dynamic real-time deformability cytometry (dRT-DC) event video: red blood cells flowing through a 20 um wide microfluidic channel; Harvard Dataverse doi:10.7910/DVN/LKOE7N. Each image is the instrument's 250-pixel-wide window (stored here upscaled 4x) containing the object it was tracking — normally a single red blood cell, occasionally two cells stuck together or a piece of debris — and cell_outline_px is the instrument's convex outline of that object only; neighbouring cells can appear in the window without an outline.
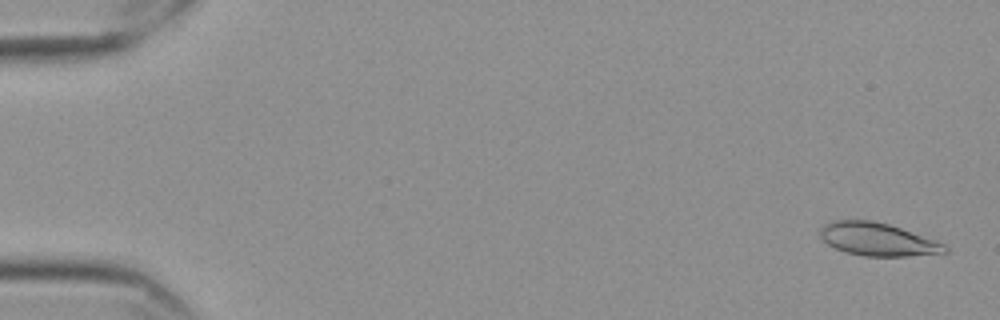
{"species": "Egyptian fruit bat (a non-hibernating species)", "species_latin": "Rousettus aegyptiacus", "temperature_condition": "cold", "stored_images_in_passage": 57, "camera_frame_rate_fps": 3000, "um_per_image_px": 0.085, "frame": {"image": 1, "passage_image": 2, "time_ms": 0.333, "image_size_px": [1000, 320], "cell_outline_px": [[948, 252], [908, 256], [864, 256], [844, 252], [828, 244], [820, 236], [820, 228], [824, 224], [836, 220], [868, 220], [888, 224], [936, 240], [944, 244], [948, 248]], "centroid_in_image_um": [74.59, 20.35], "position_along_channel_um": 10.4, "area_um2": 23.76}}
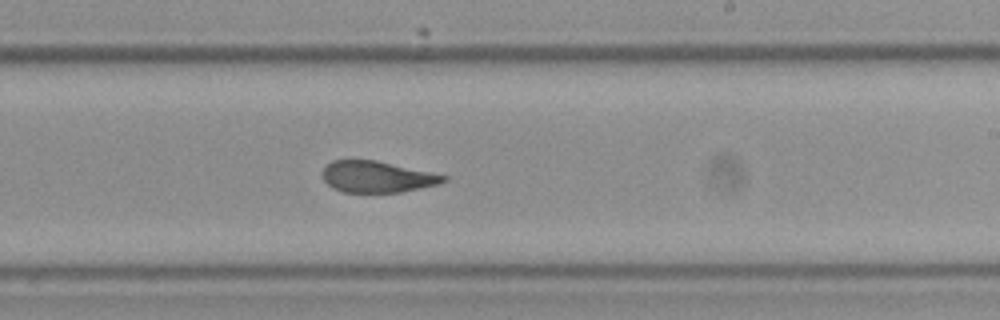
{"frame": {"image": 2, "passage_image": 35, "time_ms": 11.333, "image_size_px": [1000, 320], "cell_outline_px": [[448, 180], [440, 184], [400, 192], [344, 192], [332, 188], [324, 180], [324, 164], [332, 160], [376, 160], [448, 176]], "centroid_in_image_um": [32.05, 15.02], "position_along_channel_um": 256.9, "area_um2": 22.02}}
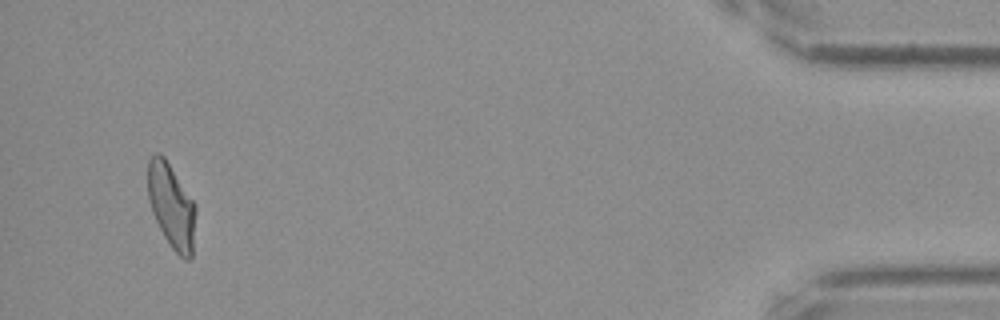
{"frame": {"image": 3, "passage_image": 55, "time_ms": 18.0, "image_size_px": [1000, 320], "cell_outline_px": [[196, 212], [192, 256], [188, 260], [184, 260], [172, 248], [164, 236], [152, 212], [148, 196], [148, 160], [156, 152], [160, 152], [164, 156], [196, 204]], "centroid_in_image_um": [14.58, 17.49], "position_along_channel_um": 420.6, "area_um2": 23.58}, "authors_computed_cell_mechanics": {"area_um2": 23.6402, "velocity_mm_per_s": 3.5422, "shape_relaxation_time_tau1_ms": 8.0079, "shape_relaxation_time_tau2_ms": 2.1756, "deformation_change_tau1": 0.194, "deformation_change_tau2": 0.0796}}